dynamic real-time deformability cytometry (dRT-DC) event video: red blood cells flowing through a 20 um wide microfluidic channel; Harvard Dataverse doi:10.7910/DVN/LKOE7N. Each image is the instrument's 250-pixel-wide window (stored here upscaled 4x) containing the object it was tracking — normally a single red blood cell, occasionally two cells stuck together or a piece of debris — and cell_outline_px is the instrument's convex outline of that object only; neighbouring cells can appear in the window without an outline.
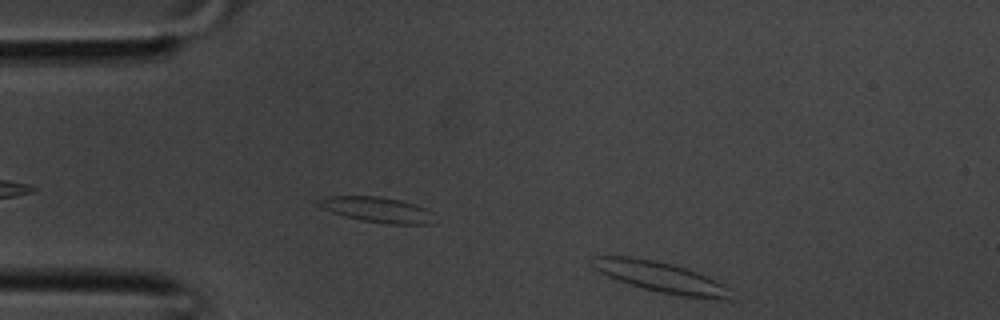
{"species": "common noctule bat (a hibernating species)", "species_latin": "Nyctalus noctula", "temperature_condition": "room temperature", "stored_images_in_passage": 4, "segment_of_instrument_passage": [2, 2], "camera_frame_rate_fps": 3000, "um_per_image_px": 0.085, "animal": {"sex": "male", "body_mass_g": 20.1, "forearm_length_mm": 53.5}, "frame": {"image": 1, "passage_image": 4, "time_ms": 1.0, "image_size_px": [1000, 320], "cell_outline_px": [[728, 288], [724, 296], [680, 296], [660, 292], [628, 284], [608, 276], [592, 268], [588, 260], [592, 256], [632, 256], [656, 260], [684, 268], [696, 272], [716, 280], [724, 284]], "centroid_in_image_um": [55.9, 23.47], "position_along_channel_um": 29.1, "area_um2": 23.7}}